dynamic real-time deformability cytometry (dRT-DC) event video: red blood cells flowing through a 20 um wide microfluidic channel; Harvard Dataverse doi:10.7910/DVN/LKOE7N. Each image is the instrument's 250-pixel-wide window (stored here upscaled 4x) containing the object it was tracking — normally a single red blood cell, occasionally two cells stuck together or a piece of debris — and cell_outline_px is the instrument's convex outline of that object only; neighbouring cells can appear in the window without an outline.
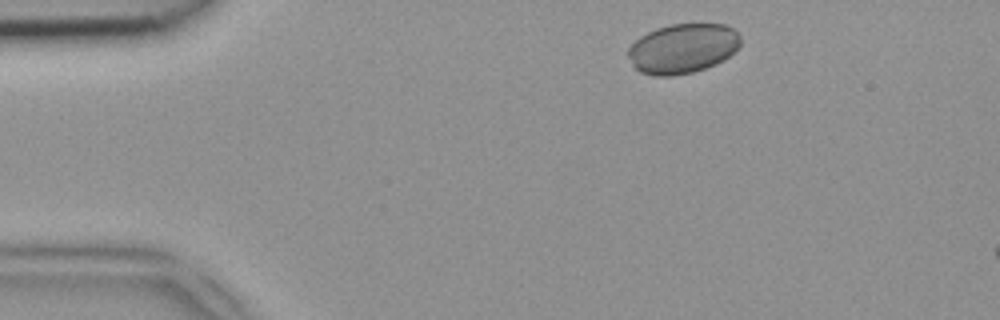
{"species": "common noctule bat (a hibernating species)", "species_latin": "Nyctalus noctula", "temperature_condition": "room temperature", "stored_images_in_passage": 8, "camera_frame_rate_fps": 3000, "um_per_image_px": 0.085, "animal": {"sex": "female", "body_mass_g": 18.4}, "frame": {"image": 1, "passage_image": 2, "time_ms": 0.333, "image_size_px": [1000, 320], "cell_outline_px": [[740, 44], [728, 56], [716, 64], [692, 72], [672, 76], [652, 76], [640, 72], [632, 64], [628, 56], [628, 48], [640, 36], [656, 28], [672, 24], [724, 24], [732, 28], [740, 36]], "centroid_in_image_um": [58.0, 4.12], "position_along_channel_um": 27.0, "area_um2": 32.37}}